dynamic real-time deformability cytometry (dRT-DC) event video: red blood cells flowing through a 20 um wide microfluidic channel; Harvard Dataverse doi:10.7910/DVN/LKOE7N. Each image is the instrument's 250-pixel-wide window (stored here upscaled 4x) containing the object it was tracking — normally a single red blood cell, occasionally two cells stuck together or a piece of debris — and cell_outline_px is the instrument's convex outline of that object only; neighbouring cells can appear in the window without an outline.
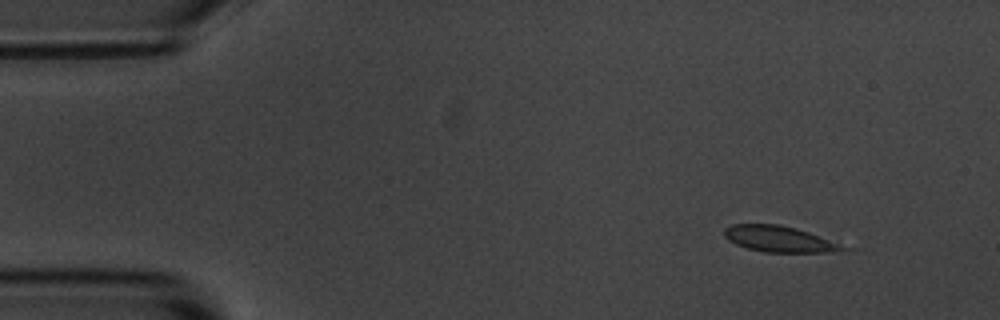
{"species": "common noctule bat (a hibernating species)", "species_latin": "Nyctalus noctula", "temperature_condition": "room temperature", "stored_images_in_passage": 4, "camera_frame_rate_fps": 3000, "um_per_image_px": 0.085, "animal": {"sex": "male", "body_mass_g": 20.1, "forearm_length_mm": 53.5}, "frame": {"image": 1, "passage_image": 1, "time_ms": 0.0, "image_size_px": [1000, 320], "cell_outline_px": [[860, 248], [832, 252], [764, 252], [748, 248], [736, 244], [728, 240], [724, 236], [724, 228], [732, 224], [776, 224], [808, 232]], "centroid_in_image_um": [66.38, 20.33], "position_along_channel_um": 18.6, "area_um2": 18.32}}